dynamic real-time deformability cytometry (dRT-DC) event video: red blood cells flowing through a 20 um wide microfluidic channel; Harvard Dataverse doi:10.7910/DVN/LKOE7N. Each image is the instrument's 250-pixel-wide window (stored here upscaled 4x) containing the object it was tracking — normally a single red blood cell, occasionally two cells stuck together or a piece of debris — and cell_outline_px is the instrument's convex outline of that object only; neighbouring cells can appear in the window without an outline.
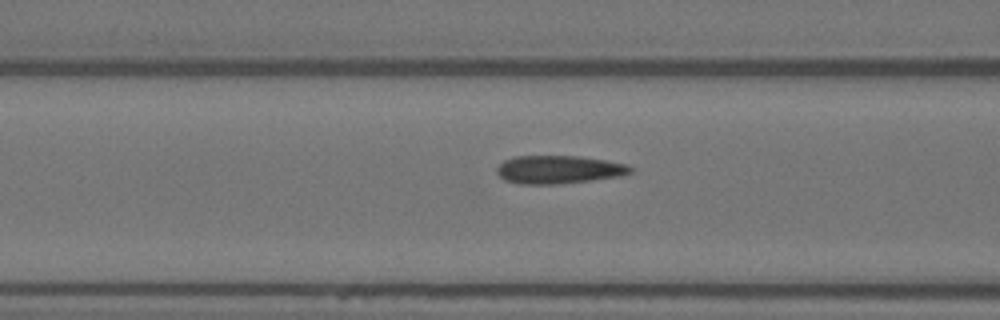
{"species": "Egyptian fruit bat (a non-hibernating species)", "species_latin": "Rousettus aegyptiacus", "temperature_condition": "warm", "stored_images_in_passage": 13, "camera_frame_rate_fps": 3000, "um_per_image_px": 0.085, "animal": {"sex": "female"}, "frame": {"image": 1, "passage_image": 8, "time_ms": 2.333, "image_size_px": [1000, 320], "cell_outline_px": [[632, 172], [620, 176], [592, 180], [560, 184], [520, 184], [504, 180], [496, 172], [496, 168], [504, 160], [516, 156], [576, 156], [604, 160], [628, 164], [632, 168]], "centroid_in_image_um": [47.48, 14.42], "position_along_channel_um": 119.1, "area_um2": 21.91}}
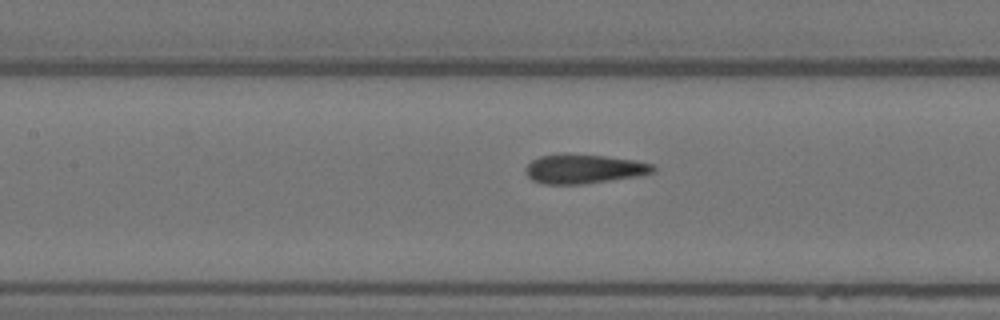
{"frame": {"image": 2, "passage_image": 11, "time_ms": 3.333, "image_size_px": [1000, 320], "cell_outline_px": [[656, 172], [640, 176], [584, 184], [544, 184], [532, 180], [524, 172], [528, 164], [532, 160], [540, 156], [604, 156], [632, 160], [652, 164], [656, 168]], "centroid_in_image_um": [49.67, 14.4], "position_along_channel_um": 157.7, "area_um2": 21.1}}